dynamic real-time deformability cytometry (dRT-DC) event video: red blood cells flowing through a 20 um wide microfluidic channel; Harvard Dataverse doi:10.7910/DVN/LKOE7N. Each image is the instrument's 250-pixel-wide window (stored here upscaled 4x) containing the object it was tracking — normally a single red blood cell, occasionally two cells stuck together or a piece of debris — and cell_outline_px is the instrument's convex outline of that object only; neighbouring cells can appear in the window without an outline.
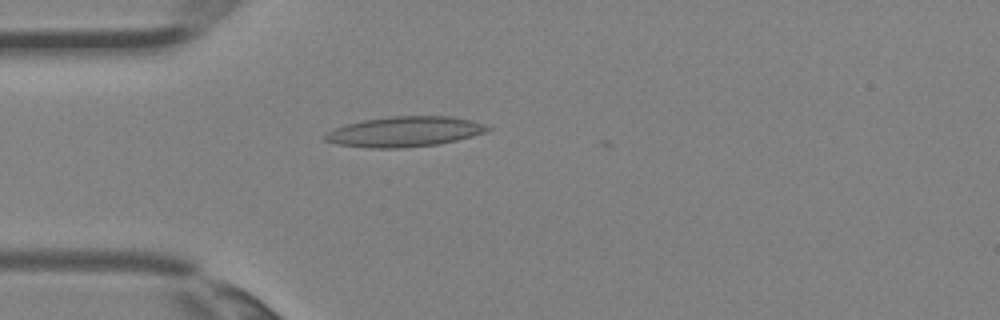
{"species": "Egyptian fruit bat (a non-hibernating species)", "species_latin": "Rousettus aegyptiacus", "temperature_condition": "room temperature", "stored_images_in_passage": 3, "camera_frame_rate_fps": 3000, "um_per_image_px": 0.085, "animal": {"sex": "female"}, "frame": {"image": 1, "passage_image": 3, "time_ms": 0.667, "image_size_px": [1000, 320], "cell_outline_px": [[492, 128], [488, 132], [456, 140], [436, 144], [404, 148], [368, 148], [336, 144], [324, 140], [324, 132], [344, 124], [364, 120], [388, 116], [452, 116], [472, 120], [484, 124]], "centroid_in_image_um": [34.37, 11.19], "position_along_channel_um": 50.6, "area_um2": 28.9}}